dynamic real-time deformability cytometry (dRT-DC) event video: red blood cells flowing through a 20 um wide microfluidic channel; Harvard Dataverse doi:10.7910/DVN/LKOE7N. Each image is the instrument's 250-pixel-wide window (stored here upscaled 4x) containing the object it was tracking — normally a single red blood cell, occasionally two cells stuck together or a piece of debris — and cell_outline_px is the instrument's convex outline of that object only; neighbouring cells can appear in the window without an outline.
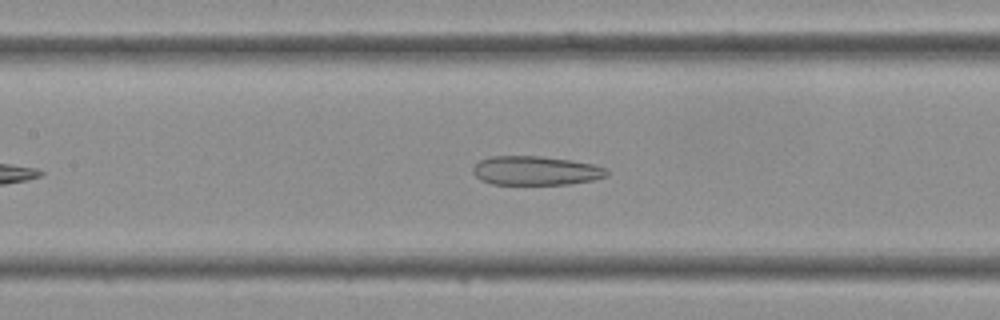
{"species": "Egyptian fruit bat (a non-hibernating species)", "species_latin": "Rousettus aegyptiacus", "temperature_condition": "cold", "stored_images_in_passage": 34, "camera_frame_rate_fps": 3000, "um_per_image_px": 0.085, "frame": {"image": 1, "passage_image": 11, "time_ms": 3.333, "image_size_px": [1000, 320], "cell_outline_px": [[608, 176], [592, 180], [568, 184], [492, 184], [480, 180], [472, 172], [472, 168], [480, 160], [492, 156], [540, 156], [572, 160], [592, 164], [604, 168], [608, 172]], "centroid_in_image_um": [45.51, 14.5], "position_along_channel_um": 161.9, "area_um2": 22.6}}
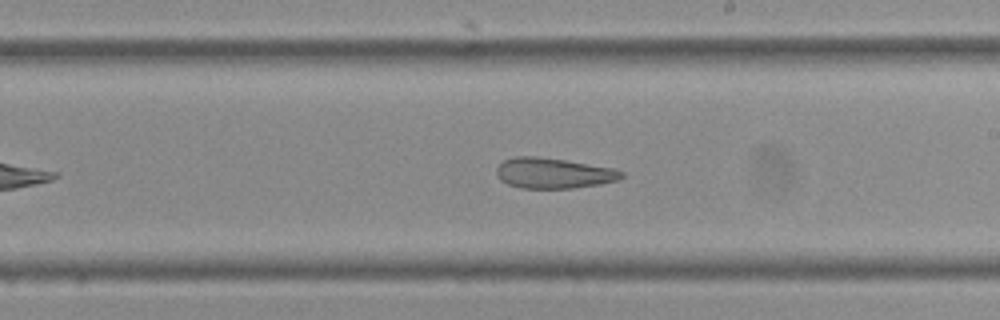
{"frame": {"image": 2, "passage_image": 16, "time_ms": 5.0, "image_size_px": [1000, 320], "cell_outline_px": [[624, 176], [620, 180], [600, 184], [576, 188], [520, 188], [508, 184], [500, 180], [496, 172], [496, 168], [504, 160], [516, 156], [536, 156], [564, 160], [616, 168], [624, 172]], "centroid_in_image_um": [47.08, 14.72], "position_along_channel_um": 241.9, "area_um2": 22.37}}
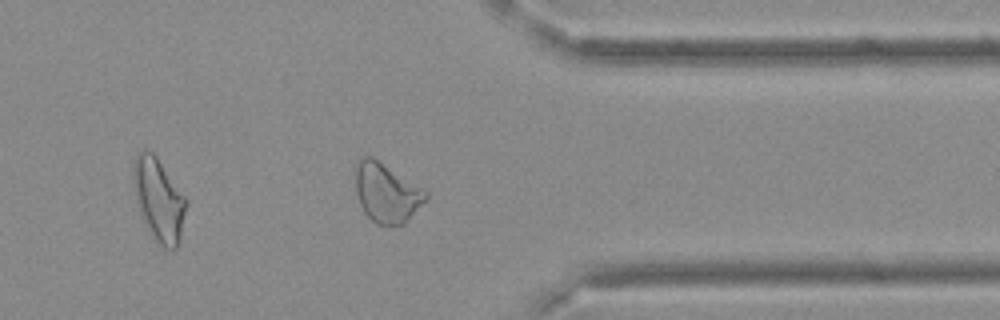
{"frame": {"image": 3, "passage_image": 25, "time_ms": 8.0, "image_size_px": [1000, 320], "cell_outline_px": [[428, 196], [408, 220], [404, 224], [376, 224], [364, 212], [360, 204], [356, 192], [352, 168], [360, 156], [372, 156], [428, 192]], "centroid_in_image_um": [32.78, 16.34], "position_along_channel_um": 378.6, "area_um2": 24.33}}